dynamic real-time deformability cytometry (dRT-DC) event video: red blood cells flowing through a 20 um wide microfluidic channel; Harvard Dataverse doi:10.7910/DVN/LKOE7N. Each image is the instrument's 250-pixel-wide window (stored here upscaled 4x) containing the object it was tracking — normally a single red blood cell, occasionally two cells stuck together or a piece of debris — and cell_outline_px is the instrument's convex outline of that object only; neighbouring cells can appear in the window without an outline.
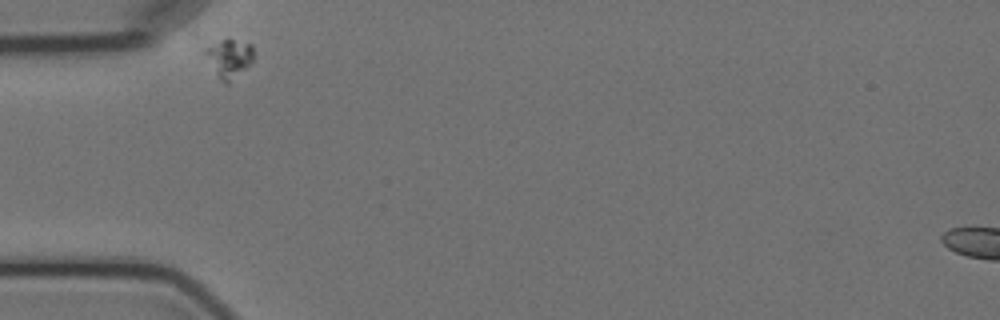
{"species": "Egyptian fruit bat (a non-hibernating species)", "species_latin": "Rousettus aegyptiacus", "temperature_condition": "cold", "stored_images_in_passage": 2, "camera_frame_rate_fps": 3000, "um_per_image_px": 0.085, "animal": {"sex": "female"}, "frame": {"image": 1, "passage_image": 1, "time_ms": 0.0, "image_size_px": [1000, 320], "cell_outline_px": [[252, 60], [228, 84], [224, 84], [220, 80], [204, 52], [204, 48], [228, 36], [252, 44]], "centroid_in_image_um": [19.46, 4.89], "position_along_channel_um": 65.5, "area_um2": 10.69}}